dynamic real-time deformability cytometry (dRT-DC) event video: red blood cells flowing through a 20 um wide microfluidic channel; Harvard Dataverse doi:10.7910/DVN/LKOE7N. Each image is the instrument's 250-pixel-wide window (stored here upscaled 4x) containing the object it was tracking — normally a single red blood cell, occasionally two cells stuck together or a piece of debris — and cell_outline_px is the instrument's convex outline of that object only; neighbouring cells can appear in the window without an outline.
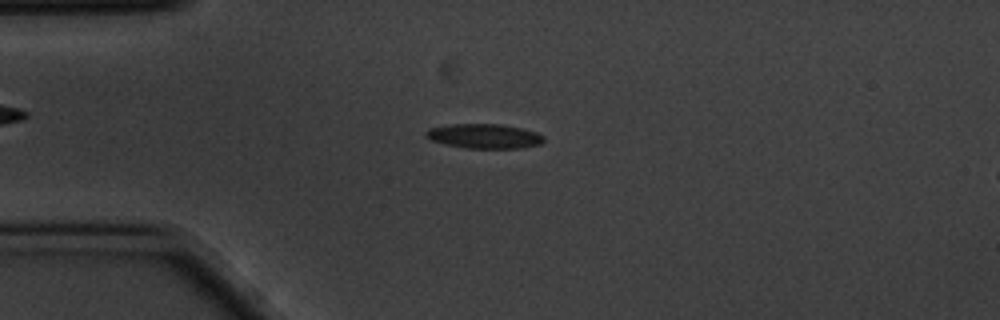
{"species": "common noctule bat (a hibernating species)", "species_latin": "Nyctalus noctula", "temperature_condition": "cold", "stored_images_in_passage": 56, "camera_frame_rate_fps": 3000, "um_per_image_px": 0.085, "animal": {"sex": "male", "body_mass_g": 20.1, "forearm_length_mm": 53.5}, "frame": {"image": 1, "passage_image": 13, "time_ms": 4.0, "image_size_px": [1000, 320], "cell_outline_px": [[544, 140], [540, 144], [520, 148], [468, 148], [448, 144], [432, 140], [424, 136], [424, 132], [428, 128], [448, 124], [500, 124], [520, 128], [536, 132], [544, 136]], "centroid_in_image_um": [41.14, 11.56], "position_along_channel_um": 43.9, "area_um2": 16.76}}
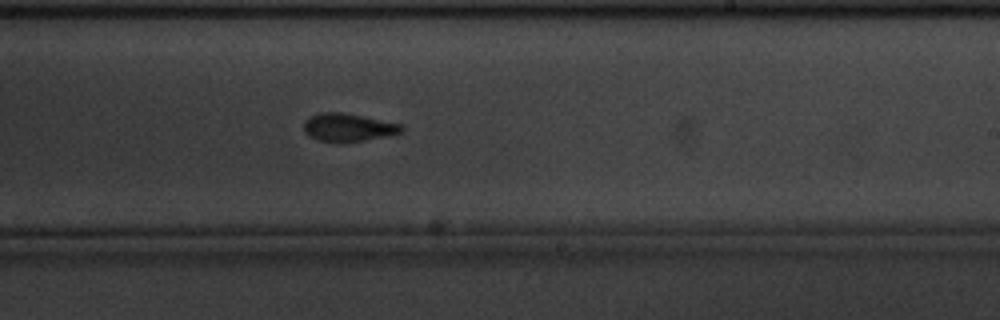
{"frame": {"image": 2, "passage_image": 33, "time_ms": 10.667, "image_size_px": [1000, 320], "cell_outline_px": [[404, 128], [400, 132], [364, 140], [340, 144], [336, 144], [316, 140], [308, 136], [304, 132], [304, 120], [308, 116], [320, 112], [344, 112], [404, 124]], "centroid_in_image_um": [29.52, 10.83], "position_along_channel_um": 259.5, "area_um2": 16.42}}
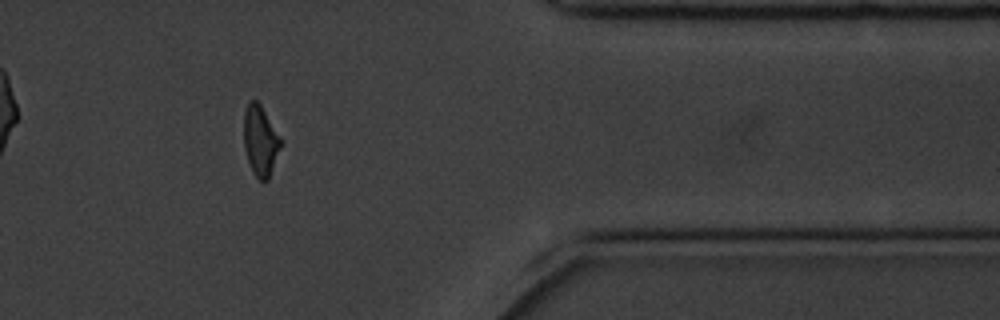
{"frame": {"image": 3, "passage_image": 46, "time_ms": 15.0, "image_size_px": [1000, 320], "cell_outline_px": [[280, 148], [268, 180], [260, 180], [252, 172], [244, 148], [244, 112], [248, 100], [256, 100], [260, 104], [280, 136]], "centroid_in_image_um": [22.11, 11.94], "position_along_channel_um": 389.3, "area_um2": 14.91}, "authors_computed_cell_mechanics": {"area_um2": 16.1262, "velocity_mm_per_s": 3.4864, "shape_relaxation_time_tau1_ms": 3.5638, "shape_relaxation_time_tau2_ms": 3.7539, "deformation_change_tau1": 0.121, "deformation_change_tau2": 0.1009}}